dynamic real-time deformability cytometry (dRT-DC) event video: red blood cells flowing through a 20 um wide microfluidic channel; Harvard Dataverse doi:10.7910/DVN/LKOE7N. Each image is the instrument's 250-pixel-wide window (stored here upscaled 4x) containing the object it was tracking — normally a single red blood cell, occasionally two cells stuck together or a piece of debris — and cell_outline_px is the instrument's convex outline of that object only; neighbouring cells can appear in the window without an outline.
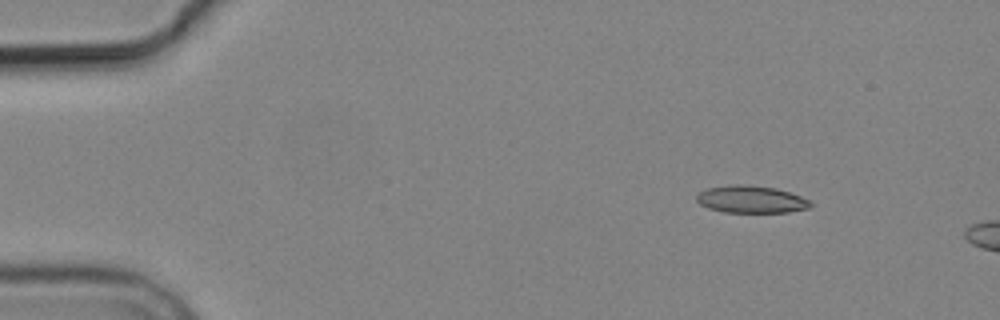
{"species": "common noctule bat (a hibernating species)", "species_latin": "Nyctalus noctula", "temperature_condition": "cold", "stored_images_in_passage": 2, "camera_frame_rate_fps": 3000, "um_per_image_px": 0.085, "animal": {"sex": "male", "body_mass_g": 19.2, "forearm_length_mm": 51.8}, "frame": {"image": 1, "passage_image": 1, "time_ms": 0.0, "image_size_px": [1000, 320], "cell_outline_px": [[812, 204], [808, 208], [788, 212], [724, 212], [708, 208], [700, 204], [696, 200], [696, 196], [704, 188], [732, 184], [744, 184], [776, 188], [812, 200]], "centroid_in_image_um": [63.82, 16.93], "position_along_channel_um": 21.2, "area_um2": 18.21}}